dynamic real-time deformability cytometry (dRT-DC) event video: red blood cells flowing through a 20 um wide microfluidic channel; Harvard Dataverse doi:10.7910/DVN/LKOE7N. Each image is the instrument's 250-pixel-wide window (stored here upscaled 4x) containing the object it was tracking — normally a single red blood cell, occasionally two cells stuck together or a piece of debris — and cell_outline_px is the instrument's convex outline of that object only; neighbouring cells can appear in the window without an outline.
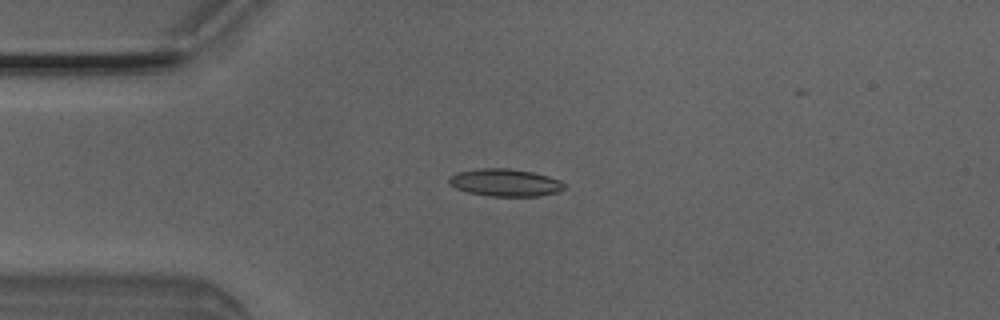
{"species": "Egyptian fruit bat (a non-hibernating species)", "species_latin": "Rousettus aegyptiacus", "temperature_condition": "room temperature", "stored_images_in_passage": 6, "camera_frame_rate_fps": 3000, "um_per_image_px": 0.085, "animal": {"sex": "male"}, "frame": {"image": 1, "passage_image": 4, "time_ms": 1.0, "image_size_px": [1000, 320], "cell_outline_px": [[568, 188], [556, 192], [540, 196], [488, 196], [468, 192], [456, 188], [448, 180], [448, 176], [456, 172], [480, 168], [508, 168], [532, 172], [548, 176], [560, 180]], "centroid_in_image_um": [42.95, 15.52], "position_along_channel_um": 42.1, "area_um2": 18.5}}